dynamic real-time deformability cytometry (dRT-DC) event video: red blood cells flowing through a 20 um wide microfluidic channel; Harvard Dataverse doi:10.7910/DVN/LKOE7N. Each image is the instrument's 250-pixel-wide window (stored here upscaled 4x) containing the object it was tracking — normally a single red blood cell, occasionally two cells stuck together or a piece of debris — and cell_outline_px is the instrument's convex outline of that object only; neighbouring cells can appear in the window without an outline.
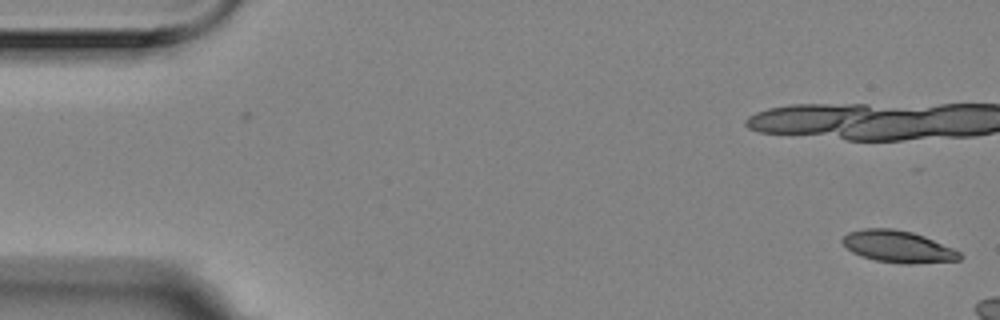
{"species": "Egyptian fruit bat (a non-hibernating species)", "species_latin": "Rousettus aegyptiacus", "temperature_condition": "room temperature", "stored_images_in_passage": 2, "camera_frame_rate_fps": 3000, "um_per_image_px": 0.085, "animal": {"sex": "female"}, "frame": {"image": 1, "passage_image": 2, "time_ms": 0.333, "image_size_px": [1000, 320], "cell_outline_px": [[964, 256], [960, 260], [908, 264], [904, 264], [876, 260], [860, 256], [852, 252], [840, 240], [848, 232], [864, 228], [892, 228], [912, 232], [924, 236], [952, 248], [960, 252]], "centroid_in_image_um": [76.33, 20.96], "position_along_channel_um": 8.7, "area_um2": 21.73}}